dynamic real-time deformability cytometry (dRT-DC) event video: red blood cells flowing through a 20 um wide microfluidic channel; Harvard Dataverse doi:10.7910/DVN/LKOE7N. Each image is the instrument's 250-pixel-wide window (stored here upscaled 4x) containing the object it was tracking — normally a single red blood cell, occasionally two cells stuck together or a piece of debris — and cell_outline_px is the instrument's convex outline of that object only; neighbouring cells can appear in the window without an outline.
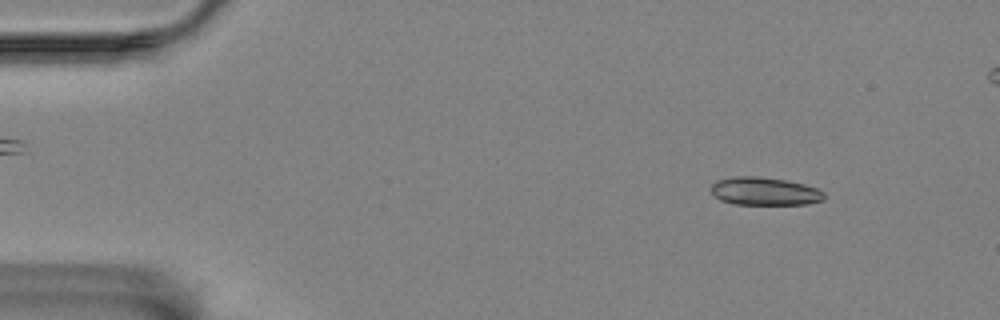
{"species": "Egyptian fruit bat (a non-hibernating species)", "species_latin": "Rousettus aegyptiacus", "temperature_condition": "room temperature", "stored_images_in_passage": 53, "segment_of_instrument_passage": [1, 2], "camera_frame_rate_fps": 3000, "um_per_image_px": 0.085, "animal": {"sex": "female"}, "frame": {"image": 1, "passage_image": 1, "time_ms": 0.0, "image_size_px": [1000, 320], "cell_outline_px": [[824, 200], [808, 204], [732, 204], [720, 200], [708, 188], [716, 180], [732, 176], [756, 176], [784, 180], [804, 184], [816, 188], [824, 192]], "centroid_in_image_um": [64.95, 16.26], "position_along_channel_um": 20.0, "area_um2": 18.55}}
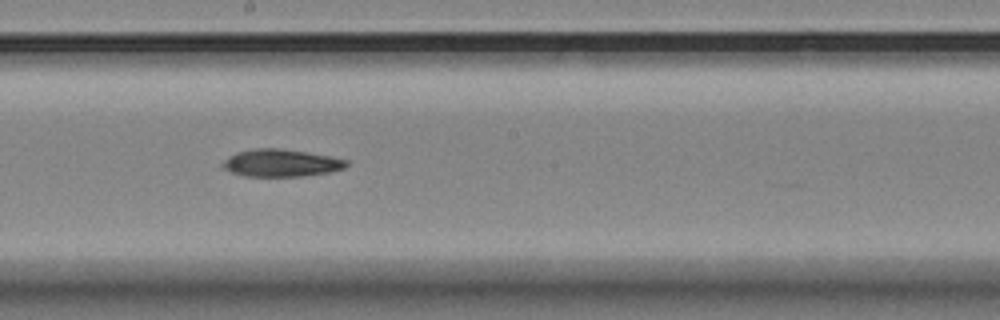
{"frame": {"image": 2, "passage_image": 26, "time_ms": 8.333, "image_size_px": [1000, 320], "cell_outline_px": [[348, 164], [344, 168], [328, 172], [300, 176], [244, 176], [232, 172], [224, 168], [220, 164], [228, 156], [236, 152], [252, 148], [280, 148], [308, 152], [348, 160]], "centroid_in_image_um": [23.85, 13.84], "position_along_channel_um": 224.4, "area_um2": 19.71}}
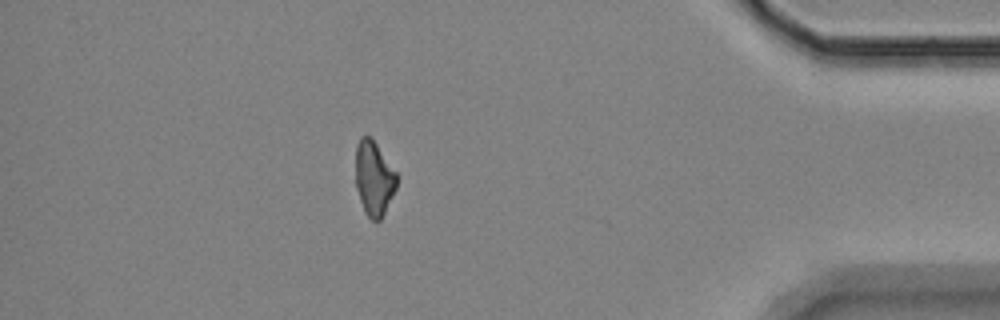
{"frame": {"image": 3, "passage_image": 45, "time_ms": 14.667, "image_size_px": [1000, 320], "cell_outline_px": [[396, 188], [380, 220], [372, 220], [364, 212], [360, 200], [356, 184], [356, 144], [360, 136], [372, 136], [396, 172]], "centroid_in_image_um": [31.77, 15.11], "position_along_channel_um": 403.4, "area_um2": 17.74}}